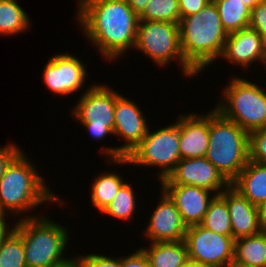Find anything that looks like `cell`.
Wrapping results in <instances>:
<instances>
[{"label": "cell", "instance_id": "cell-1", "mask_svg": "<svg viewBox=\"0 0 266 267\" xmlns=\"http://www.w3.org/2000/svg\"><path fill=\"white\" fill-rule=\"evenodd\" d=\"M76 4L75 21L102 59L112 63L134 50L139 16L126 0H78Z\"/></svg>", "mask_w": 266, "mask_h": 267}, {"label": "cell", "instance_id": "cell-2", "mask_svg": "<svg viewBox=\"0 0 266 267\" xmlns=\"http://www.w3.org/2000/svg\"><path fill=\"white\" fill-rule=\"evenodd\" d=\"M24 151L10 162L0 179V214L18 217L13 219L16 221L37 217L31 211L36 213L35 210L46 203H52L53 206L55 203L59 207L68 204L50 189L52 187L46 185L37 165Z\"/></svg>", "mask_w": 266, "mask_h": 267}, {"label": "cell", "instance_id": "cell-3", "mask_svg": "<svg viewBox=\"0 0 266 267\" xmlns=\"http://www.w3.org/2000/svg\"><path fill=\"white\" fill-rule=\"evenodd\" d=\"M179 33L183 57L198 74L219 60L229 35L213 0L198 13L182 17Z\"/></svg>", "mask_w": 266, "mask_h": 267}, {"label": "cell", "instance_id": "cell-4", "mask_svg": "<svg viewBox=\"0 0 266 267\" xmlns=\"http://www.w3.org/2000/svg\"><path fill=\"white\" fill-rule=\"evenodd\" d=\"M39 215L13 224L23 241L27 267H51L67 257L66 245H70L68 226L51 220L48 214Z\"/></svg>", "mask_w": 266, "mask_h": 267}, {"label": "cell", "instance_id": "cell-5", "mask_svg": "<svg viewBox=\"0 0 266 267\" xmlns=\"http://www.w3.org/2000/svg\"><path fill=\"white\" fill-rule=\"evenodd\" d=\"M211 109L205 157L231 184L249 161V133L215 108Z\"/></svg>", "mask_w": 266, "mask_h": 267}, {"label": "cell", "instance_id": "cell-6", "mask_svg": "<svg viewBox=\"0 0 266 267\" xmlns=\"http://www.w3.org/2000/svg\"><path fill=\"white\" fill-rule=\"evenodd\" d=\"M245 78L233 75L214 108L250 133L266 127V87Z\"/></svg>", "mask_w": 266, "mask_h": 267}, {"label": "cell", "instance_id": "cell-7", "mask_svg": "<svg viewBox=\"0 0 266 267\" xmlns=\"http://www.w3.org/2000/svg\"><path fill=\"white\" fill-rule=\"evenodd\" d=\"M146 136L133 149V151L122 159L105 160V163L117 166H136L139 169L157 168L160 169L156 179L161 181L174 170L176 164L181 160L179 149V115L174 123L165 125L156 130H150ZM152 131V132H151ZM120 164V165H119ZM141 166V167H140Z\"/></svg>", "mask_w": 266, "mask_h": 267}, {"label": "cell", "instance_id": "cell-8", "mask_svg": "<svg viewBox=\"0 0 266 267\" xmlns=\"http://www.w3.org/2000/svg\"><path fill=\"white\" fill-rule=\"evenodd\" d=\"M134 49L156 66L168 67L176 61L186 78L199 75L184 59L180 47L179 24L168 21L139 20Z\"/></svg>", "mask_w": 266, "mask_h": 267}, {"label": "cell", "instance_id": "cell-9", "mask_svg": "<svg viewBox=\"0 0 266 267\" xmlns=\"http://www.w3.org/2000/svg\"><path fill=\"white\" fill-rule=\"evenodd\" d=\"M96 83L85 87L70 112L93 140L103 141L113 135L116 91L108 84Z\"/></svg>", "mask_w": 266, "mask_h": 267}, {"label": "cell", "instance_id": "cell-10", "mask_svg": "<svg viewBox=\"0 0 266 267\" xmlns=\"http://www.w3.org/2000/svg\"><path fill=\"white\" fill-rule=\"evenodd\" d=\"M145 116L134 100L116 91L113 136L123 140L125 144L99 149L101 156L103 154L106 160L127 157L148 132L150 124Z\"/></svg>", "mask_w": 266, "mask_h": 267}, {"label": "cell", "instance_id": "cell-11", "mask_svg": "<svg viewBox=\"0 0 266 267\" xmlns=\"http://www.w3.org/2000/svg\"><path fill=\"white\" fill-rule=\"evenodd\" d=\"M234 241L233 236L215 233L200 224L187 227L184 237L190 261L216 267H229L233 262Z\"/></svg>", "mask_w": 266, "mask_h": 267}, {"label": "cell", "instance_id": "cell-12", "mask_svg": "<svg viewBox=\"0 0 266 267\" xmlns=\"http://www.w3.org/2000/svg\"><path fill=\"white\" fill-rule=\"evenodd\" d=\"M47 61L41 76L46 88L54 95L72 96L86 86L88 68L82 58L79 59L76 54H70L68 51L58 52Z\"/></svg>", "mask_w": 266, "mask_h": 267}, {"label": "cell", "instance_id": "cell-13", "mask_svg": "<svg viewBox=\"0 0 266 267\" xmlns=\"http://www.w3.org/2000/svg\"><path fill=\"white\" fill-rule=\"evenodd\" d=\"M159 183L193 185L212 191L215 195H219L230 185L206 157L181 159L167 178Z\"/></svg>", "mask_w": 266, "mask_h": 267}, {"label": "cell", "instance_id": "cell-14", "mask_svg": "<svg viewBox=\"0 0 266 267\" xmlns=\"http://www.w3.org/2000/svg\"><path fill=\"white\" fill-rule=\"evenodd\" d=\"M156 208L143 229L144 239L152 242H176L184 240L187 226L174 202L161 189Z\"/></svg>", "mask_w": 266, "mask_h": 267}, {"label": "cell", "instance_id": "cell-15", "mask_svg": "<svg viewBox=\"0 0 266 267\" xmlns=\"http://www.w3.org/2000/svg\"><path fill=\"white\" fill-rule=\"evenodd\" d=\"M221 59L229 61L230 65L241 66L240 68L246 71H250L251 65L256 62L257 66L261 63L264 67L266 41L251 28L229 33L219 60Z\"/></svg>", "mask_w": 266, "mask_h": 267}, {"label": "cell", "instance_id": "cell-16", "mask_svg": "<svg viewBox=\"0 0 266 267\" xmlns=\"http://www.w3.org/2000/svg\"><path fill=\"white\" fill-rule=\"evenodd\" d=\"M160 186L174 202L187 227L201 224L210 201L215 197L212 191L193 185Z\"/></svg>", "mask_w": 266, "mask_h": 267}, {"label": "cell", "instance_id": "cell-17", "mask_svg": "<svg viewBox=\"0 0 266 267\" xmlns=\"http://www.w3.org/2000/svg\"><path fill=\"white\" fill-rule=\"evenodd\" d=\"M179 114L181 159L205 157L209 147V112ZM204 113V114H203Z\"/></svg>", "mask_w": 266, "mask_h": 267}, {"label": "cell", "instance_id": "cell-18", "mask_svg": "<svg viewBox=\"0 0 266 267\" xmlns=\"http://www.w3.org/2000/svg\"><path fill=\"white\" fill-rule=\"evenodd\" d=\"M219 195L226 201L234 239L262 231L259 207L249 202L231 184Z\"/></svg>", "mask_w": 266, "mask_h": 267}, {"label": "cell", "instance_id": "cell-19", "mask_svg": "<svg viewBox=\"0 0 266 267\" xmlns=\"http://www.w3.org/2000/svg\"><path fill=\"white\" fill-rule=\"evenodd\" d=\"M231 185L259 207L266 202V164L248 161Z\"/></svg>", "mask_w": 266, "mask_h": 267}, {"label": "cell", "instance_id": "cell-20", "mask_svg": "<svg viewBox=\"0 0 266 267\" xmlns=\"http://www.w3.org/2000/svg\"><path fill=\"white\" fill-rule=\"evenodd\" d=\"M148 259L150 267H180L189 261L184 242H152L139 247Z\"/></svg>", "mask_w": 266, "mask_h": 267}, {"label": "cell", "instance_id": "cell-21", "mask_svg": "<svg viewBox=\"0 0 266 267\" xmlns=\"http://www.w3.org/2000/svg\"><path fill=\"white\" fill-rule=\"evenodd\" d=\"M233 263L248 267H266V232L235 239Z\"/></svg>", "mask_w": 266, "mask_h": 267}, {"label": "cell", "instance_id": "cell-22", "mask_svg": "<svg viewBox=\"0 0 266 267\" xmlns=\"http://www.w3.org/2000/svg\"><path fill=\"white\" fill-rule=\"evenodd\" d=\"M114 171L101 172L91 183L90 199L97 212H102L114 199L121 187L126 183L124 177ZM124 180V181H123Z\"/></svg>", "mask_w": 266, "mask_h": 267}, {"label": "cell", "instance_id": "cell-23", "mask_svg": "<svg viewBox=\"0 0 266 267\" xmlns=\"http://www.w3.org/2000/svg\"><path fill=\"white\" fill-rule=\"evenodd\" d=\"M32 20L17 0H0V35L16 36L25 33ZM16 34V35H15Z\"/></svg>", "mask_w": 266, "mask_h": 267}, {"label": "cell", "instance_id": "cell-24", "mask_svg": "<svg viewBox=\"0 0 266 267\" xmlns=\"http://www.w3.org/2000/svg\"><path fill=\"white\" fill-rule=\"evenodd\" d=\"M225 31L229 34L249 28L251 9L241 0H213Z\"/></svg>", "mask_w": 266, "mask_h": 267}, {"label": "cell", "instance_id": "cell-25", "mask_svg": "<svg viewBox=\"0 0 266 267\" xmlns=\"http://www.w3.org/2000/svg\"><path fill=\"white\" fill-rule=\"evenodd\" d=\"M131 183H126L118 191L112 202L101 212V215H108L120 221L134 220L136 213L137 195Z\"/></svg>", "mask_w": 266, "mask_h": 267}, {"label": "cell", "instance_id": "cell-26", "mask_svg": "<svg viewBox=\"0 0 266 267\" xmlns=\"http://www.w3.org/2000/svg\"><path fill=\"white\" fill-rule=\"evenodd\" d=\"M200 225L215 233L233 236L227 204L220 195H215L210 201Z\"/></svg>", "mask_w": 266, "mask_h": 267}, {"label": "cell", "instance_id": "cell-27", "mask_svg": "<svg viewBox=\"0 0 266 267\" xmlns=\"http://www.w3.org/2000/svg\"><path fill=\"white\" fill-rule=\"evenodd\" d=\"M181 14L178 0H150L139 20L168 21L179 24Z\"/></svg>", "mask_w": 266, "mask_h": 267}, {"label": "cell", "instance_id": "cell-28", "mask_svg": "<svg viewBox=\"0 0 266 267\" xmlns=\"http://www.w3.org/2000/svg\"><path fill=\"white\" fill-rule=\"evenodd\" d=\"M0 267H27L22 238L13 229L0 244Z\"/></svg>", "mask_w": 266, "mask_h": 267}, {"label": "cell", "instance_id": "cell-29", "mask_svg": "<svg viewBox=\"0 0 266 267\" xmlns=\"http://www.w3.org/2000/svg\"><path fill=\"white\" fill-rule=\"evenodd\" d=\"M249 160L266 164V127L249 133Z\"/></svg>", "mask_w": 266, "mask_h": 267}, {"label": "cell", "instance_id": "cell-30", "mask_svg": "<svg viewBox=\"0 0 266 267\" xmlns=\"http://www.w3.org/2000/svg\"><path fill=\"white\" fill-rule=\"evenodd\" d=\"M249 28L257 31L266 41V0H261L251 10Z\"/></svg>", "mask_w": 266, "mask_h": 267}, {"label": "cell", "instance_id": "cell-31", "mask_svg": "<svg viewBox=\"0 0 266 267\" xmlns=\"http://www.w3.org/2000/svg\"><path fill=\"white\" fill-rule=\"evenodd\" d=\"M84 267H121V257H109L108 254H83Z\"/></svg>", "mask_w": 266, "mask_h": 267}, {"label": "cell", "instance_id": "cell-32", "mask_svg": "<svg viewBox=\"0 0 266 267\" xmlns=\"http://www.w3.org/2000/svg\"><path fill=\"white\" fill-rule=\"evenodd\" d=\"M16 143L9 141L7 145L0 146V179L2 178L7 166L22 151Z\"/></svg>", "mask_w": 266, "mask_h": 267}, {"label": "cell", "instance_id": "cell-33", "mask_svg": "<svg viewBox=\"0 0 266 267\" xmlns=\"http://www.w3.org/2000/svg\"><path fill=\"white\" fill-rule=\"evenodd\" d=\"M121 267H150L144 252L137 248L134 252L121 256Z\"/></svg>", "mask_w": 266, "mask_h": 267}, {"label": "cell", "instance_id": "cell-34", "mask_svg": "<svg viewBox=\"0 0 266 267\" xmlns=\"http://www.w3.org/2000/svg\"><path fill=\"white\" fill-rule=\"evenodd\" d=\"M210 1L211 0H178L181 18L198 13Z\"/></svg>", "mask_w": 266, "mask_h": 267}, {"label": "cell", "instance_id": "cell-35", "mask_svg": "<svg viewBox=\"0 0 266 267\" xmlns=\"http://www.w3.org/2000/svg\"><path fill=\"white\" fill-rule=\"evenodd\" d=\"M73 257V258H72ZM70 255L68 258L66 257L64 260L55 263L51 267H84L83 266V255H76L75 257Z\"/></svg>", "mask_w": 266, "mask_h": 267}, {"label": "cell", "instance_id": "cell-36", "mask_svg": "<svg viewBox=\"0 0 266 267\" xmlns=\"http://www.w3.org/2000/svg\"><path fill=\"white\" fill-rule=\"evenodd\" d=\"M7 218V216L0 214V244L7 234L13 229V224H8Z\"/></svg>", "mask_w": 266, "mask_h": 267}, {"label": "cell", "instance_id": "cell-37", "mask_svg": "<svg viewBox=\"0 0 266 267\" xmlns=\"http://www.w3.org/2000/svg\"><path fill=\"white\" fill-rule=\"evenodd\" d=\"M130 8L139 16L145 9V5L150 0H126Z\"/></svg>", "mask_w": 266, "mask_h": 267}, {"label": "cell", "instance_id": "cell-38", "mask_svg": "<svg viewBox=\"0 0 266 267\" xmlns=\"http://www.w3.org/2000/svg\"><path fill=\"white\" fill-rule=\"evenodd\" d=\"M259 216L262 231L266 232V202L259 206Z\"/></svg>", "mask_w": 266, "mask_h": 267}, {"label": "cell", "instance_id": "cell-39", "mask_svg": "<svg viewBox=\"0 0 266 267\" xmlns=\"http://www.w3.org/2000/svg\"><path fill=\"white\" fill-rule=\"evenodd\" d=\"M261 0H241L249 9H253Z\"/></svg>", "mask_w": 266, "mask_h": 267}, {"label": "cell", "instance_id": "cell-40", "mask_svg": "<svg viewBox=\"0 0 266 267\" xmlns=\"http://www.w3.org/2000/svg\"><path fill=\"white\" fill-rule=\"evenodd\" d=\"M193 267H216V266L193 261Z\"/></svg>", "mask_w": 266, "mask_h": 267}, {"label": "cell", "instance_id": "cell-41", "mask_svg": "<svg viewBox=\"0 0 266 267\" xmlns=\"http://www.w3.org/2000/svg\"><path fill=\"white\" fill-rule=\"evenodd\" d=\"M180 267H193V261H187L185 264L181 265Z\"/></svg>", "mask_w": 266, "mask_h": 267}, {"label": "cell", "instance_id": "cell-42", "mask_svg": "<svg viewBox=\"0 0 266 267\" xmlns=\"http://www.w3.org/2000/svg\"><path fill=\"white\" fill-rule=\"evenodd\" d=\"M229 267H248V266H244V265H240V264H236V263H231L230 265H229Z\"/></svg>", "mask_w": 266, "mask_h": 267}, {"label": "cell", "instance_id": "cell-43", "mask_svg": "<svg viewBox=\"0 0 266 267\" xmlns=\"http://www.w3.org/2000/svg\"><path fill=\"white\" fill-rule=\"evenodd\" d=\"M264 70H265V72L264 73H266V60H265V63H264V68H263Z\"/></svg>", "mask_w": 266, "mask_h": 267}]
</instances>
